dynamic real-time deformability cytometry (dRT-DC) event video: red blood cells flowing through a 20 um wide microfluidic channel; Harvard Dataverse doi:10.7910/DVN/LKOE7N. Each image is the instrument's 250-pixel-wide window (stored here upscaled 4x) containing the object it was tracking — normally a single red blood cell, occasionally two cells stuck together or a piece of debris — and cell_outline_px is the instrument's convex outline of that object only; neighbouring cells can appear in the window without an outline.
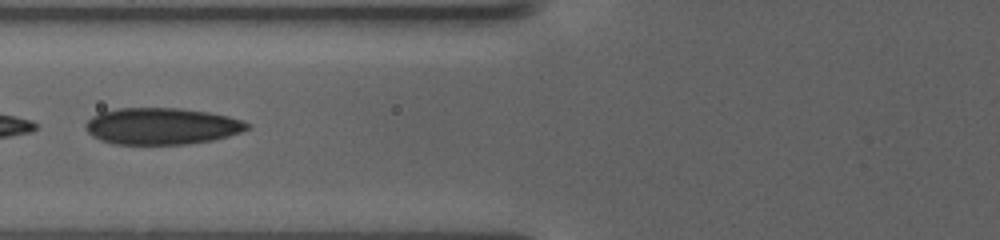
{"species": "human", "species_latin": "Homo sapiens", "temperature_condition": "warm", "stored_images_in_passage": 25, "segment_of_instrument_passage": [2, 2], "camera_frame_rate_fps": 3000, "um_per_image_px": 0.085, "donor": {"sex": "female"}, "frame": {"image": 1, "passage_image": 24, "time_ms": 11.0, "image_size_px": [1000, 240], "cell_outline_px": [[248, 128], [240, 132], [228, 136], [212, 140], [184, 144], [112, 144], [100, 140], [92, 136], [84, 128], [84, 124], [92, 116], [100, 112], [116, 108], [180, 108], [208, 112], [228, 116], [240, 120], [248, 124]], "centroid_in_image_um": [13.68, 10.72], "position_along_channel_um": 112.1, "area_um2": 34.45}}